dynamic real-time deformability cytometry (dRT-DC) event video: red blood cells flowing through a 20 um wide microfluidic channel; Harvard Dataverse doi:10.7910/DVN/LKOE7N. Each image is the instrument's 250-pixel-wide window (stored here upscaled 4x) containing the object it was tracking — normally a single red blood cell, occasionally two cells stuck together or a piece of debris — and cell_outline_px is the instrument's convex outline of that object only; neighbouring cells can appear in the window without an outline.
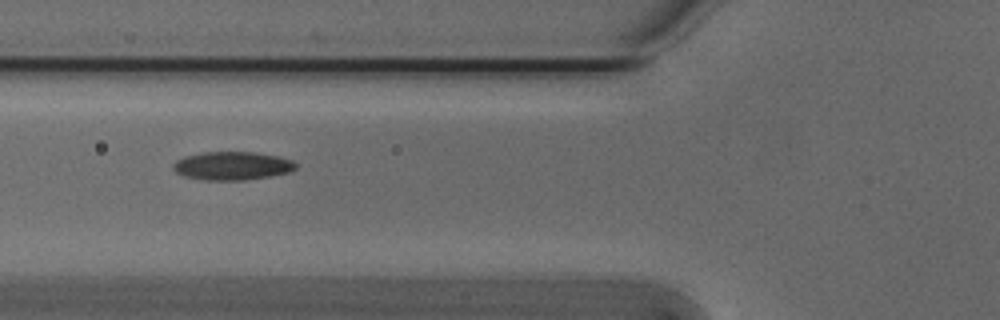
{"species": "Egyptian fruit bat (a non-hibernating species)", "species_latin": "Rousettus aegyptiacus", "temperature_condition": "cold", "stored_images_in_passage": 35, "camera_frame_rate_fps": 3000, "um_per_image_px": 0.085, "animal": {"sex": "male"}, "frame": {"image": 1, "passage_image": 9, "time_ms": 2.667, "image_size_px": [1000, 320], "cell_outline_px": [[296, 168], [288, 172], [268, 176], [244, 180], [204, 180], [184, 176], [176, 172], [172, 168], [176, 160], [184, 156], [204, 152], [256, 152], [280, 156], [292, 160], [296, 164]], "centroid_in_image_um": [19.73, 14.08], "position_along_channel_um": 106.1, "area_um2": 20.23}}
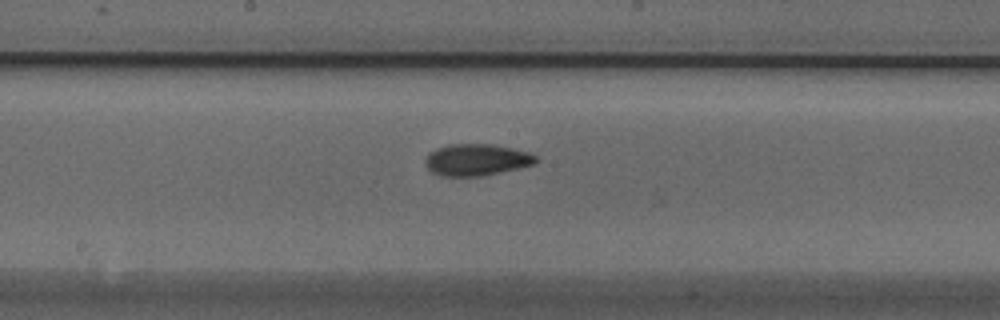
{"frame": {"image": 2, "passage_image": 17, "time_ms": 5.333, "image_size_px": [1000, 320], "cell_outline_px": [[536, 160], [532, 164], [516, 168], [480, 176], [440, 176], [432, 172], [428, 168], [428, 152], [436, 148], [448, 144], [492, 144], [532, 152], [536, 156]], "centroid_in_image_um": [40.5, 13.56], "position_along_channel_um": 207.7, "area_um2": 20.11}}
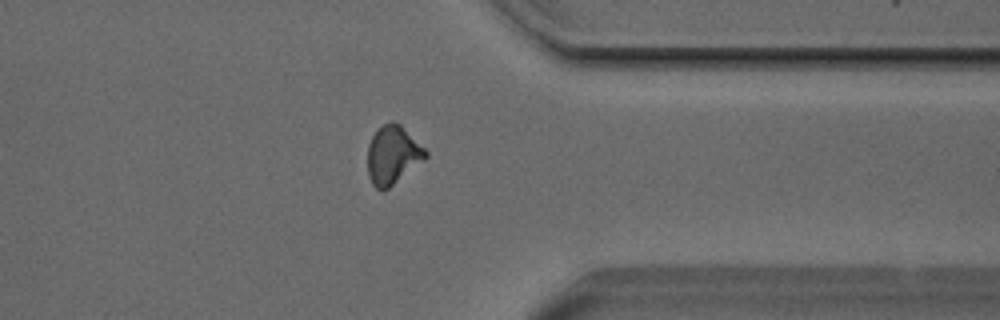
{"frame": {"image": 3, "passage_image": 31, "time_ms": 10.0, "image_size_px": [1000, 320], "cell_outline_px": [[428, 156], [424, 160], [388, 188], [376, 188], [372, 184], [368, 176], [368, 144], [376, 128], [392, 120], [400, 124], [428, 152]], "centroid_in_image_um": [33.37, 13.14], "position_along_channel_um": 378.0, "area_um2": 19.54}, "authors_computed_cell_mechanics": {"area_um2": 19.5364, "velocity_mm_per_s": 3.8074, "shape_relaxation_time_tau1_ms": 7.3496, "shape_relaxation_time_tau2_ms": 2.5084, "deformation_change_tau1": 0.1686, "deformation_change_tau2": 0.0732}}